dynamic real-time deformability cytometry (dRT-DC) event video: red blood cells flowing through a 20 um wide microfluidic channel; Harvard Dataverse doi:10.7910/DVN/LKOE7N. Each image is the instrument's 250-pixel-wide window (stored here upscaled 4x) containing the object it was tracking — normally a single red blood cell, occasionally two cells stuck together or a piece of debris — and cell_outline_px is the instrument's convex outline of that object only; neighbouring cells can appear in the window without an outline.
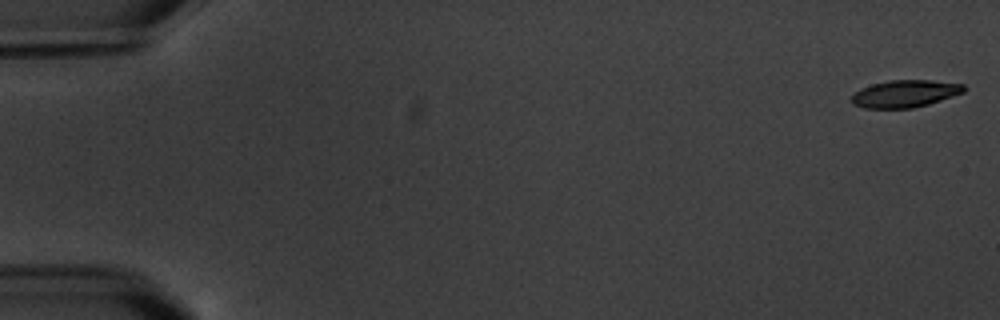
{"species": "common noctule bat (a hibernating species)", "species_latin": "Nyctalus noctula", "temperature_condition": "warm", "stored_images_in_passage": 6, "camera_frame_rate_fps": 3000, "um_per_image_px": 0.085, "animal": {"sex": "male", "body_mass_g": 20.1, "forearm_length_mm": 53.5}, "frame": {"image": 1, "passage_image": 1, "time_ms": 0.0, "image_size_px": [1000, 320], "cell_outline_px": [[964, 92], [928, 104], [912, 108], [864, 108], [852, 104], [852, 96], [860, 88], [872, 84], [888, 80], [932, 80], [964, 84]], "centroid_in_image_um": [76.9, 7.96], "position_along_channel_um": 8.1, "area_um2": 17.74}}
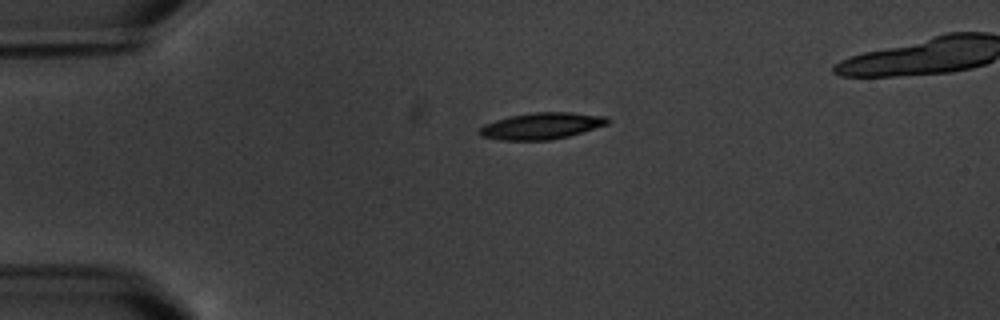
{"frame": {"image": 2, "passage_image": 4, "time_ms": 4.333, "image_size_px": [1000, 320], "cell_outline_px": [[612, 120], [608, 124], [568, 136], [548, 140], [500, 140], [480, 136], [480, 128], [484, 124], [496, 120], [512, 116], [532, 112], [568, 112], [608, 116]], "centroid_in_image_um": [46.06, 10.7], "position_along_channel_um": 38.9, "area_um2": 19.71}}